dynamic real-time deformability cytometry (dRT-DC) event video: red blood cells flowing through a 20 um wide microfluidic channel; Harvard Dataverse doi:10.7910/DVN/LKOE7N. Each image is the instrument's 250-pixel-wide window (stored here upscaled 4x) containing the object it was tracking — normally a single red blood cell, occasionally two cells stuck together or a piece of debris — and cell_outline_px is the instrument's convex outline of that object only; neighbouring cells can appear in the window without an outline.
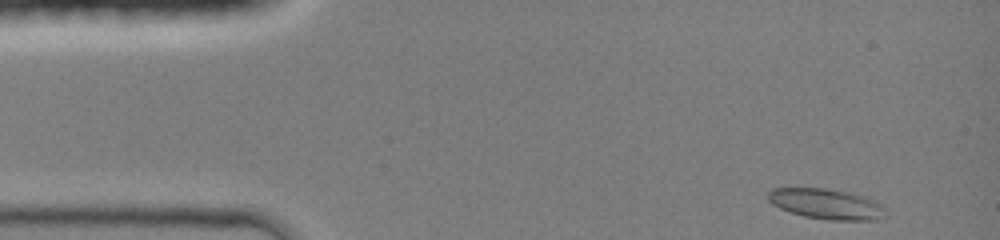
{"species": "common noctule bat (a hibernating species)", "species_latin": "Nyctalus noctula", "temperature_condition": "room temperature", "stored_images_in_passage": 39, "camera_frame_rate_fps": 3000, "um_per_image_px": 0.085, "animal": {"sex": "female", "body_mass_g": 19.0, "forearm_length_mm": 51.5}, "frame": {"image": 1, "passage_image": 1, "time_ms": 0.0, "image_size_px": [1000, 240], "cell_outline_px": [[884, 208], [872, 220], [828, 220], [804, 216], [780, 208], [772, 204], [768, 200], [768, 192], [772, 188], [824, 188], [852, 192], [868, 196], [880, 204]], "centroid_in_image_um": [70.16, 17.3], "position_along_channel_um": 14.8, "area_um2": 20.52}}
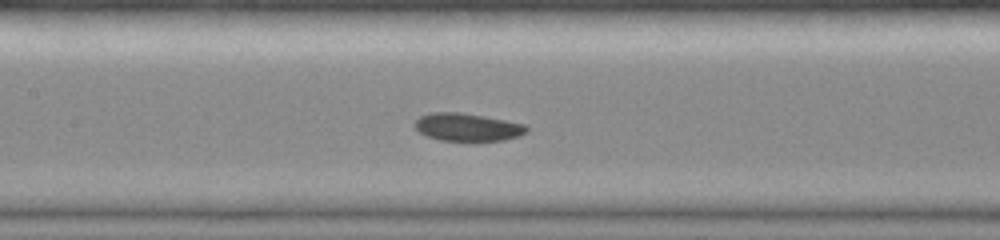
{"frame": {"image": 2, "passage_image": 18, "time_ms": 5.667, "image_size_px": [1000, 240], "cell_outline_px": [[528, 132], [520, 136], [504, 140], [440, 140], [428, 136], [420, 132], [412, 124], [420, 116], [432, 112], [460, 112], [484, 116], [524, 124], [528, 128]], "centroid_in_image_um": [39.73, 10.8], "position_along_channel_um": 167.7, "area_um2": 17.98}}
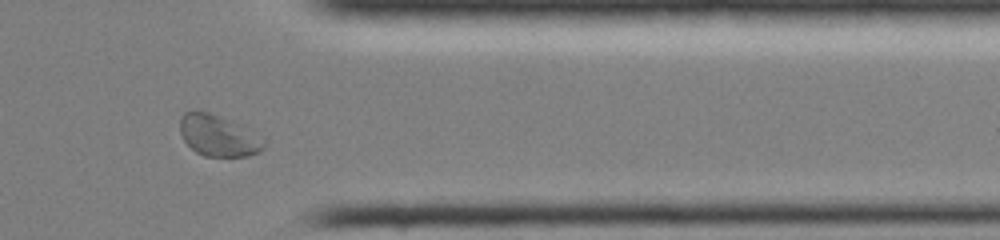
{"frame": {"image": 3, "passage_image": 34, "time_ms": 11.0, "image_size_px": [1000, 240], "cell_outline_px": [[268, 140], [264, 148], [260, 152], [248, 156], [204, 156], [196, 152], [184, 140], [180, 132], [180, 116], [184, 112], [208, 112], [232, 120], [252, 128]], "centroid_in_image_um": [18.66, 11.53], "position_along_channel_um": 392.7, "area_um2": 20.69}, "authors_computed_cell_mechanics": {"area_um2": 19.074, "velocity_mm_per_s": 4.2585, "shape_relaxation_time_tau1_ms": 3.598, "shape_relaxation_time_tau2_ms": 2.4533, "deformation_change_tau1": 0.111, "deformation_change_tau2": 0.0542}}